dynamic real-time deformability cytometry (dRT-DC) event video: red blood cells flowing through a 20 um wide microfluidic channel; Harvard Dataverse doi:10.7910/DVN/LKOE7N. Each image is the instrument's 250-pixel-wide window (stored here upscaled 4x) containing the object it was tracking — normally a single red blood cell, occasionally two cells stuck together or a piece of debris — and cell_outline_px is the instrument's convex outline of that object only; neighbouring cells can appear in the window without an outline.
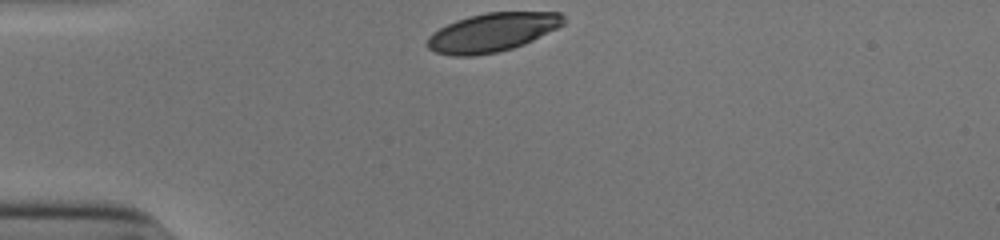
{"species": "human", "species_latin": "Homo sapiens", "temperature_condition": "cold", "stored_images_in_passage": 30, "camera_frame_rate_fps": 3000, "um_per_image_px": 0.085, "donor": {"sex": "male"}, "frame": {"image": 1, "passage_image": 1, "time_ms": 0.0, "image_size_px": [1000, 240], "cell_outline_px": [[564, 24], [524, 44], [512, 48], [496, 52], [472, 56], [452, 56], [436, 52], [428, 48], [424, 44], [428, 36], [432, 32], [456, 20], [468, 16], [488, 12], [560, 12], [564, 16]], "centroid_in_image_um": [41.79, 2.75], "position_along_channel_um": 43.2, "area_um2": 30.63}}
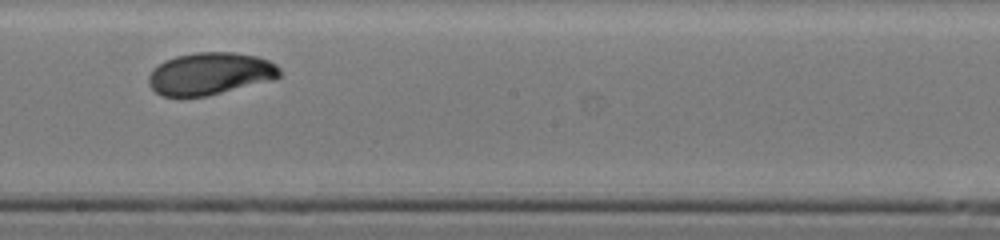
{"frame": {"image": 2, "passage_image": 18, "time_ms": 5.667, "image_size_px": [1000, 240], "cell_outline_px": [[280, 76], [276, 80], [208, 96], [160, 96], [148, 84], [148, 76], [152, 68], [164, 60], [176, 56], [196, 52], [236, 52], [256, 56], [268, 60], [276, 64], [280, 68]], "centroid_in_image_um": [17.87, 6.26], "position_along_channel_um": 230.3, "area_um2": 32.77}}
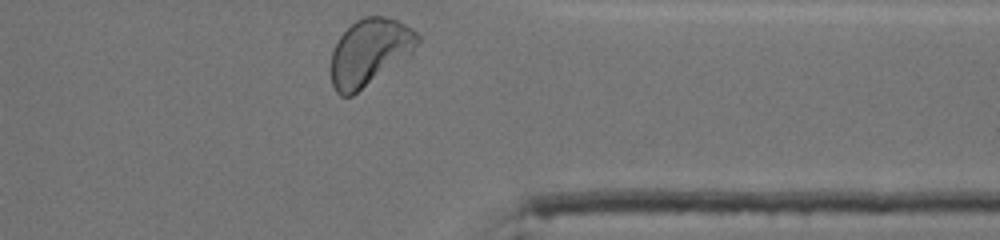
{"frame": {"image": 3, "passage_image": 30, "time_ms": 9.667, "image_size_px": [1000, 240], "cell_outline_px": [[420, 40], [412, 52], [352, 96], [340, 96], [336, 92], [332, 84], [332, 52], [340, 36], [356, 20], [364, 16], [384, 16], [396, 20], [412, 28], [420, 36]], "centroid_in_image_um": [31.41, 4.41], "position_along_channel_um": 380.0, "area_um2": 33.0}, "authors_computed_cell_mechanics": {"area_um2": 31.8767, "velocity_mm_per_s": 3.8614, "shape_relaxation_time_tau1_ms": 2.9253, "shape_relaxation_time_tau2_ms": 2.3877, "deformation_change_tau1": 0.1079, "deformation_change_tau2": 0.0512}}